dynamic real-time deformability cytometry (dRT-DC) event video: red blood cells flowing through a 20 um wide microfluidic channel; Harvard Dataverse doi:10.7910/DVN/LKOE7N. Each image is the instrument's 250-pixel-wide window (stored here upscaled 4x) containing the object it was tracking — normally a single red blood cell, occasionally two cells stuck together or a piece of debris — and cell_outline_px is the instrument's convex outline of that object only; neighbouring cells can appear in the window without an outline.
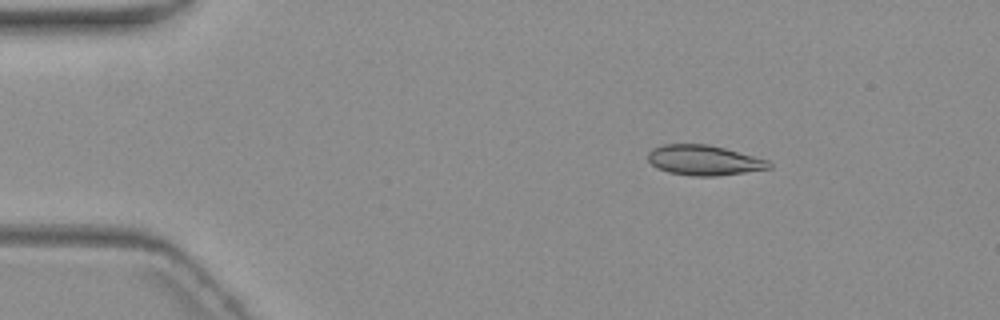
{"species": "common noctule bat (a hibernating species)", "species_latin": "Nyctalus noctula", "temperature_condition": "warm", "stored_images_in_passage": 6, "camera_frame_rate_fps": 3000, "um_per_image_px": 0.085, "animal": {"sex": "female", "body_mass_g": 19.3, "forearm_length_mm": 54.1}, "frame": {"image": 1, "passage_image": 2, "time_ms": 1.333, "image_size_px": [1000, 320], "cell_outline_px": [[772, 168], [716, 176], [692, 176], [668, 172], [656, 168], [648, 160], [648, 152], [652, 148], [664, 144], [708, 144], [724, 148], [768, 160], [772, 164]], "centroid_in_image_um": [59.81, 13.62], "position_along_channel_um": 25.2, "area_um2": 21.21}}
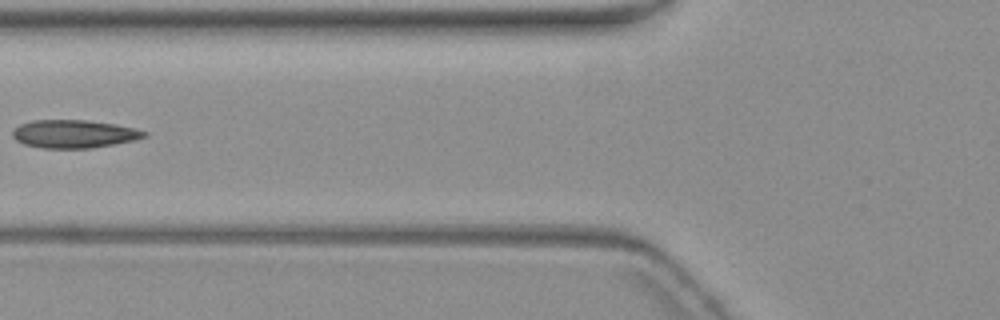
{"frame": {"image": 2, "passage_image": 5, "time_ms": 6.0, "image_size_px": [1000, 320], "cell_outline_px": [[148, 136], [132, 140], [92, 148], [40, 148], [24, 144], [16, 140], [12, 136], [12, 132], [20, 124], [32, 120], [84, 120], [116, 124], [148, 132]], "centroid_in_image_um": [6.26, 11.38], "position_along_channel_um": 119.5, "area_um2": 21.39}}
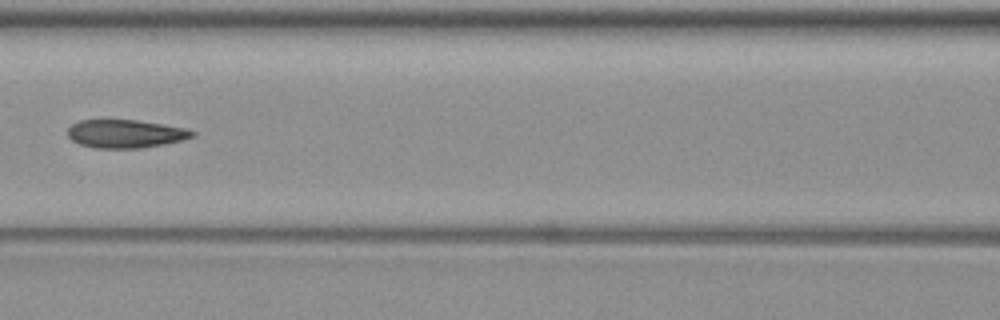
{"frame": {"image": 3, "passage_image": 6, "time_ms": 7.0, "image_size_px": [1000, 320], "cell_outline_px": [[196, 136], [184, 140], [164, 144], [140, 148], [96, 148], [80, 144], [72, 140], [68, 136], [68, 128], [72, 124], [80, 120], [136, 120], [184, 128], [196, 132]], "centroid_in_image_um": [10.67, 11.37], "position_along_channel_um": 155.9, "area_um2": 20.4}}